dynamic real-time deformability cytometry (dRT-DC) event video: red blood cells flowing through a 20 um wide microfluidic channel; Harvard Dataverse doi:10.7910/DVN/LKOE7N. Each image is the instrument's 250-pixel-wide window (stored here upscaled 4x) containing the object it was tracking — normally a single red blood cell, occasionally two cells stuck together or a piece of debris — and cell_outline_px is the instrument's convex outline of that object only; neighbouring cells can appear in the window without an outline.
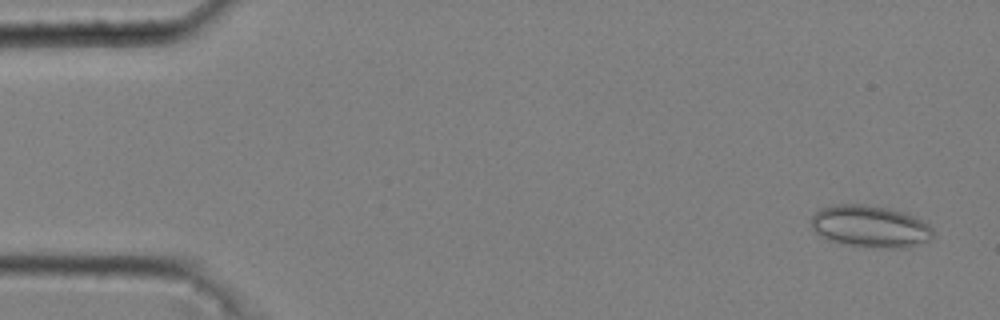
{"species": "common noctule bat (a hibernating species)", "species_latin": "Nyctalus noctula", "temperature_condition": "cold", "stored_images_in_passage": 15, "camera_frame_rate_fps": 3000, "um_per_image_px": 0.085, "animal": {"sex": "male", "body_mass_g": 20.4}, "frame": {"image": 1, "passage_image": 3, "time_ms": 0.667, "image_size_px": [1000, 320], "cell_outline_px": [[932, 236], [928, 240], [908, 248], [884, 248], [848, 244], [828, 240], [820, 236], [812, 228], [812, 216], [820, 208], [836, 204], [864, 204], [884, 208], [900, 212], [912, 216], [928, 224], [932, 228]], "centroid_in_image_um": [73.93, 19.25], "position_along_channel_um": 11.1, "area_um2": 29.36}}